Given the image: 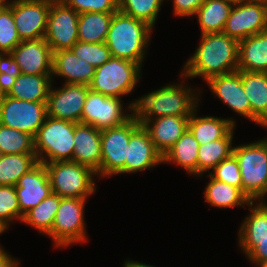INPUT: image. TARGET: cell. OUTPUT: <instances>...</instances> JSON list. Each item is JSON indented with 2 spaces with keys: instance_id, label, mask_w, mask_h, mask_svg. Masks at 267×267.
<instances>
[{
  "instance_id": "cell-13",
  "label": "cell",
  "mask_w": 267,
  "mask_h": 267,
  "mask_svg": "<svg viewBox=\"0 0 267 267\" xmlns=\"http://www.w3.org/2000/svg\"><path fill=\"white\" fill-rule=\"evenodd\" d=\"M47 117V103L30 102L5 95L0 105V124L35 137Z\"/></svg>"
},
{
  "instance_id": "cell-46",
  "label": "cell",
  "mask_w": 267,
  "mask_h": 267,
  "mask_svg": "<svg viewBox=\"0 0 267 267\" xmlns=\"http://www.w3.org/2000/svg\"><path fill=\"white\" fill-rule=\"evenodd\" d=\"M123 266L124 267H156V266H153V265L145 264L143 262L134 261V260H131V259L130 260H125Z\"/></svg>"
},
{
  "instance_id": "cell-4",
  "label": "cell",
  "mask_w": 267,
  "mask_h": 267,
  "mask_svg": "<svg viewBox=\"0 0 267 267\" xmlns=\"http://www.w3.org/2000/svg\"><path fill=\"white\" fill-rule=\"evenodd\" d=\"M242 177V192L250 202L263 201L267 195V147L262 140L234 146Z\"/></svg>"
},
{
  "instance_id": "cell-45",
  "label": "cell",
  "mask_w": 267,
  "mask_h": 267,
  "mask_svg": "<svg viewBox=\"0 0 267 267\" xmlns=\"http://www.w3.org/2000/svg\"><path fill=\"white\" fill-rule=\"evenodd\" d=\"M20 262L0 245V267H19Z\"/></svg>"
},
{
  "instance_id": "cell-38",
  "label": "cell",
  "mask_w": 267,
  "mask_h": 267,
  "mask_svg": "<svg viewBox=\"0 0 267 267\" xmlns=\"http://www.w3.org/2000/svg\"><path fill=\"white\" fill-rule=\"evenodd\" d=\"M23 218L15 186H0V228L6 231L13 220L22 222Z\"/></svg>"
},
{
  "instance_id": "cell-10",
  "label": "cell",
  "mask_w": 267,
  "mask_h": 267,
  "mask_svg": "<svg viewBox=\"0 0 267 267\" xmlns=\"http://www.w3.org/2000/svg\"><path fill=\"white\" fill-rule=\"evenodd\" d=\"M123 104L125 103L121 98L104 96L89 89L81 114V123L98 130L120 126L134 115V101L128 103V109L123 108ZM124 110H128L129 114Z\"/></svg>"
},
{
  "instance_id": "cell-32",
  "label": "cell",
  "mask_w": 267,
  "mask_h": 267,
  "mask_svg": "<svg viewBox=\"0 0 267 267\" xmlns=\"http://www.w3.org/2000/svg\"><path fill=\"white\" fill-rule=\"evenodd\" d=\"M37 163L36 153L3 154L0 159V186H15L19 178Z\"/></svg>"
},
{
  "instance_id": "cell-36",
  "label": "cell",
  "mask_w": 267,
  "mask_h": 267,
  "mask_svg": "<svg viewBox=\"0 0 267 267\" xmlns=\"http://www.w3.org/2000/svg\"><path fill=\"white\" fill-rule=\"evenodd\" d=\"M247 206L250 214L239 226L238 237L267 236V206L262 201L250 202Z\"/></svg>"
},
{
  "instance_id": "cell-41",
  "label": "cell",
  "mask_w": 267,
  "mask_h": 267,
  "mask_svg": "<svg viewBox=\"0 0 267 267\" xmlns=\"http://www.w3.org/2000/svg\"><path fill=\"white\" fill-rule=\"evenodd\" d=\"M238 244L252 264L267 263V236L265 237H239Z\"/></svg>"
},
{
  "instance_id": "cell-1",
  "label": "cell",
  "mask_w": 267,
  "mask_h": 267,
  "mask_svg": "<svg viewBox=\"0 0 267 267\" xmlns=\"http://www.w3.org/2000/svg\"><path fill=\"white\" fill-rule=\"evenodd\" d=\"M239 41L227 34L201 35L199 46L181 70L184 78H202L205 82L217 75L238 71Z\"/></svg>"
},
{
  "instance_id": "cell-14",
  "label": "cell",
  "mask_w": 267,
  "mask_h": 267,
  "mask_svg": "<svg viewBox=\"0 0 267 267\" xmlns=\"http://www.w3.org/2000/svg\"><path fill=\"white\" fill-rule=\"evenodd\" d=\"M21 41L44 38L51 0H10Z\"/></svg>"
},
{
  "instance_id": "cell-40",
  "label": "cell",
  "mask_w": 267,
  "mask_h": 267,
  "mask_svg": "<svg viewBox=\"0 0 267 267\" xmlns=\"http://www.w3.org/2000/svg\"><path fill=\"white\" fill-rule=\"evenodd\" d=\"M212 178L235 186L242 191V177L236 157H230L221 161L208 173Z\"/></svg>"
},
{
  "instance_id": "cell-9",
  "label": "cell",
  "mask_w": 267,
  "mask_h": 267,
  "mask_svg": "<svg viewBox=\"0 0 267 267\" xmlns=\"http://www.w3.org/2000/svg\"><path fill=\"white\" fill-rule=\"evenodd\" d=\"M140 125L133 115L124 124L101 130L100 177L125 174V161L131 133Z\"/></svg>"
},
{
  "instance_id": "cell-22",
  "label": "cell",
  "mask_w": 267,
  "mask_h": 267,
  "mask_svg": "<svg viewBox=\"0 0 267 267\" xmlns=\"http://www.w3.org/2000/svg\"><path fill=\"white\" fill-rule=\"evenodd\" d=\"M96 68L77 57L71 49L53 53L52 80L62 77L66 84L89 85ZM55 76V77H54Z\"/></svg>"
},
{
  "instance_id": "cell-35",
  "label": "cell",
  "mask_w": 267,
  "mask_h": 267,
  "mask_svg": "<svg viewBox=\"0 0 267 267\" xmlns=\"http://www.w3.org/2000/svg\"><path fill=\"white\" fill-rule=\"evenodd\" d=\"M0 150L2 154L35 153L34 137L0 124Z\"/></svg>"
},
{
  "instance_id": "cell-42",
  "label": "cell",
  "mask_w": 267,
  "mask_h": 267,
  "mask_svg": "<svg viewBox=\"0 0 267 267\" xmlns=\"http://www.w3.org/2000/svg\"><path fill=\"white\" fill-rule=\"evenodd\" d=\"M63 2L78 14L118 11V0H63Z\"/></svg>"
},
{
  "instance_id": "cell-51",
  "label": "cell",
  "mask_w": 267,
  "mask_h": 267,
  "mask_svg": "<svg viewBox=\"0 0 267 267\" xmlns=\"http://www.w3.org/2000/svg\"><path fill=\"white\" fill-rule=\"evenodd\" d=\"M262 202L267 206L266 198Z\"/></svg>"
},
{
  "instance_id": "cell-28",
  "label": "cell",
  "mask_w": 267,
  "mask_h": 267,
  "mask_svg": "<svg viewBox=\"0 0 267 267\" xmlns=\"http://www.w3.org/2000/svg\"><path fill=\"white\" fill-rule=\"evenodd\" d=\"M199 144L187 129L178 141L163 156V165L176 164L186 173L197 176V158Z\"/></svg>"
},
{
  "instance_id": "cell-6",
  "label": "cell",
  "mask_w": 267,
  "mask_h": 267,
  "mask_svg": "<svg viewBox=\"0 0 267 267\" xmlns=\"http://www.w3.org/2000/svg\"><path fill=\"white\" fill-rule=\"evenodd\" d=\"M52 193L61 198L88 199L96 192L97 175L87 166L73 161H56L45 164Z\"/></svg>"
},
{
  "instance_id": "cell-43",
  "label": "cell",
  "mask_w": 267,
  "mask_h": 267,
  "mask_svg": "<svg viewBox=\"0 0 267 267\" xmlns=\"http://www.w3.org/2000/svg\"><path fill=\"white\" fill-rule=\"evenodd\" d=\"M21 74L11 53H0V80L6 85Z\"/></svg>"
},
{
  "instance_id": "cell-20",
  "label": "cell",
  "mask_w": 267,
  "mask_h": 267,
  "mask_svg": "<svg viewBox=\"0 0 267 267\" xmlns=\"http://www.w3.org/2000/svg\"><path fill=\"white\" fill-rule=\"evenodd\" d=\"M101 130L91 125L77 123L74 132L72 161L87 166L100 177Z\"/></svg>"
},
{
  "instance_id": "cell-53",
  "label": "cell",
  "mask_w": 267,
  "mask_h": 267,
  "mask_svg": "<svg viewBox=\"0 0 267 267\" xmlns=\"http://www.w3.org/2000/svg\"><path fill=\"white\" fill-rule=\"evenodd\" d=\"M2 233H4V231L0 228V236H1Z\"/></svg>"
},
{
  "instance_id": "cell-34",
  "label": "cell",
  "mask_w": 267,
  "mask_h": 267,
  "mask_svg": "<svg viewBox=\"0 0 267 267\" xmlns=\"http://www.w3.org/2000/svg\"><path fill=\"white\" fill-rule=\"evenodd\" d=\"M164 0H118V11L154 28Z\"/></svg>"
},
{
  "instance_id": "cell-29",
  "label": "cell",
  "mask_w": 267,
  "mask_h": 267,
  "mask_svg": "<svg viewBox=\"0 0 267 267\" xmlns=\"http://www.w3.org/2000/svg\"><path fill=\"white\" fill-rule=\"evenodd\" d=\"M210 180L208 181L204 190L205 202L211 206L227 209L235 206L248 205L250 200L243 194V192L232 185L225 182L216 180L210 175H207Z\"/></svg>"
},
{
  "instance_id": "cell-27",
  "label": "cell",
  "mask_w": 267,
  "mask_h": 267,
  "mask_svg": "<svg viewBox=\"0 0 267 267\" xmlns=\"http://www.w3.org/2000/svg\"><path fill=\"white\" fill-rule=\"evenodd\" d=\"M233 5L231 0H206L194 14L198 18L201 35L223 32Z\"/></svg>"
},
{
  "instance_id": "cell-24",
  "label": "cell",
  "mask_w": 267,
  "mask_h": 267,
  "mask_svg": "<svg viewBox=\"0 0 267 267\" xmlns=\"http://www.w3.org/2000/svg\"><path fill=\"white\" fill-rule=\"evenodd\" d=\"M238 70L267 73V29L239 41Z\"/></svg>"
},
{
  "instance_id": "cell-31",
  "label": "cell",
  "mask_w": 267,
  "mask_h": 267,
  "mask_svg": "<svg viewBox=\"0 0 267 267\" xmlns=\"http://www.w3.org/2000/svg\"><path fill=\"white\" fill-rule=\"evenodd\" d=\"M114 13L116 12H84L79 14L78 41L86 43L105 42Z\"/></svg>"
},
{
  "instance_id": "cell-5",
  "label": "cell",
  "mask_w": 267,
  "mask_h": 267,
  "mask_svg": "<svg viewBox=\"0 0 267 267\" xmlns=\"http://www.w3.org/2000/svg\"><path fill=\"white\" fill-rule=\"evenodd\" d=\"M76 124L47 116L34 137L37 161L43 164L72 161Z\"/></svg>"
},
{
  "instance_id": "cell-37",
  "label": "cell",
  "mask_w": 267,
  "mask_h": 267,
  "mask_svg": "<svg viewBox=\"0 0 267 267\" xmlns=\"http://www.w3.org/2000/svg\"><path fill=\"white\" fill-rule=\"evenodd\" d=\"M20 42L12 7L7 2H0V53H11Z\"/></svg>"
},
{
  "instance_id": "cell-19",
  "label": "cell",
  "mask_w": 267,
  "mask_h": 267,
  "mask_svg": "<svg viewBox=\"0 0 267 267\" xmlns=\"http://www.w3.org/2000/svg\"><path fill=\"white\" fill-rule=\"evenodd\" d=\"M206 83L220 101L250 120V103L242 85L241 71L213 76Z\"/></svg>"
},
{
  "instance_id": "cell-52",
  "label": "cell",
  "mask_w": 267,
  "mask_h": 267,
  "mask_svg": "<svg viewBox=\"0 0 267 267\" xmlns=\"http://www.w3.org/2000/svg\"><path fill=\"white\" fill-rule=\"evenodd\" d=\"M10 0H0V2H9Z\"/></svg>"
},
{
  "instance_id": "cell-16",
  "label": "cell",
  "mask_w": 267,
  "mask_h": 267,
  "mask_svg": "<svg viewBox=\"0 0 267 267\" xmlns=\"http://www.w3.org/2000/svg\"><path fill=\"white\" fill-rule=\"evenodd\" d=\"M11 55L22 74L52 76L53 52L44 38L21 41Z\"/></svg>"
},
{
  "instance_id": "cell-49",
  "label": "cell",
  "mask_w": 267,
  "mask_h": 267,
  "mask_svg": "<svg viewBox=\"0 0 267 267\" xmlns=\"http://www.w3.org/2000/svg\"><path fill=\"white\" fill-rule=\"evenodd\" d=\"M257 267H267V263L261 264V265H256Z\"/></svg>"
},
{
  "instance_id": "cell-11",
  "label": "cell",
  "mask_w": 267,
  "mask_h": 267,
  "mask_svg": "<svg viewBox=\"0 0 267 267\" xmlns=\"http://www.w3.org/2000/svg\"><path fill=\"white\" fill-rule=\"evenodd\" d=\"M266 29L264 0H238L234 2L223 33L240 41Z\"/></svg>"
},
{
  "instance_id": "cell-2",
  "label": "cell",
  "mask_w": 267,
  "mask_h": 267,
  "mask_svg": "<svg viewBox=\"0 0 267 267\" xmlns=\"http://www.w3.org/2000/svg\"><path fill=\"white\" fill-rule=\"evenodd\" d=\"M181 84L174 83L160 87L134 100L133 114L141 124L145 119L160 116L190 117L199 107L201 91L186 85L181 72ZM183 78V79H182ZM183 80V81H182ZM184 83V84H183ZM198 93V94H197Z\"/></svg>"
},
{
  "instance_id": "cell-47",
  "label": "cell",
  "mask_w": 267,
  "mask_h": 267,
  "mask_svg": "<svg viewBox=\"0 0 267 267\" xmlns=\"http://www.w3.org/2000/svg\"><path fill=\"white\" fill-rule=\"evenodd\" d=\"M6 95V85L0 80V105Z\"/></svg>"
},
{
  "instance_id": "cell-25",
  "label": "cell",
  "mask_w": 267,
  "mask_h": 267,
  "mask_svg": "<svg viewBox=\"0 0 267 267\" xmlns=\"http://www.w3.org/2000/svg\"><path fill=\"white\" fill-rule=\"evenodd\" d=\"M52 76L20 74L6 84V95L30 102L47 103Z\"/></svg>"
},
{
  "instance_id": "cell-30",
  "label": "cell",
  "mask_w": 267,
  "mask_h": 267,
  "mask_svg": "<svg viewBox=\"0 0 267 267\" xmlns=\"http://www.w3.org/2000/svg\"><path fill=\"white\" fill-rule=\"evenodd\" d=\"M234 129L225 137L219 140L199 145L197 158V176H203L215 168L221 161L233 154Z\"/></svg>"
},
{
  "instance_id": "cell-26",
  "label": "cell",
  "mask_w": 267,
  "mask_h": 267,
  "mask_svg": "<svg viewBox=\"0 0 267 267\" xmlns=\"http://www.w3.org/2000/svg\"><path fill=\"white\" fill-rule=\"evenodd\" d=\"M198 107L193 111L188 121V130L192 133L199 145L210 141L225 138L233 129H236V120L217 116L199 117Z\"/></svg>"
},
{
  "instance_id": "cell-17",
  "label": "cell",
  "mask_w": 267,
  "mask_h": 267,
  "mask_svg": "<svg viewBox=\"0 0 267 267\" xmlns=\"http://www.w3.org/2000/svg\"><path fill=\"white\" fill-rule=\"evenodd\" d=\"M15 190L20 212L25 215L52 193L45 164L38 162L23 174L15 185Z\"/></svg>"
},
{
  "instance_id": "cell-7",
  "label": "cell",
  "mask_w": 267,
  "mask_h": 267,
  "mask_svg": "<svg viewBox=\"0 0 267 267\" xmlns=\"http://www.w3.org/2000/svg\"><path fill=\"white\" fill-rule=\"evenodd\" d=\"M142 67L133 61L112 57L96 67L89 89L104 96L122 98L131 94L141 79Z\"/></svg>"
},
{
  "instance_id": "cell-8",
  "label": "cell",
  "mask_w": 267,
  "mask_h": 267,
  "mask_svg": "<svg viewBox=\"0 0 267 267\" xmlns=\"http://www.w3.org/2000/svg\"><path fill=\"white\" fill-rule=\"evenodd\" d=\"M87 199L61 198L52 230L47 234L56 248H65L88 240L84 207Z\"/></svg>"
},
{
  "instance_id": "cell-18",
  "label": "cell",
  "mask_w": 267,
  "mask_h": 267,
  "mask_svg": "<svg viewBox=\"0 0 267 267\" xmlns=\"http://www.w3.org/2000/svg\"><path fill=\"white\" fill-rule=\"evenodd\" d=\"M163 163V156L155 149L148 131L139 125L130 135L125 161V173L153 170Z\"/></svg>"
},
{
  "instance_id": "cell-3",
  "label": "cell",
  "mask_w": 267,
  "mask_h": 267,
  "mask_svg": "<svg viewBox=\"0 0 267 267\" xmlns=\"http://www.w3.org/2000/svg\"><path fill=\"white\" fill-rule=\"evenodd\" d=\"M153 28L147 23L117 11L113 14L105 43L112 57L143 66Z\"/></svg>"
},
{
  "instance_id": "cell-39",
  "label": "cell",
  "mask_w": 267,
  "mask_h": 267,
  "mask_svg": "<svg viewBox=\"0 0 267 267\" xmlns=\"http://www.w3.org/2000/svg\"><path fill=\"white\" fill-rule=\"evenodd\" d=\"M71 50L74 54L91 64L92 66L99 67L112 58L111 52L106 43H86L77 41Z\"/></svg>"
},
{
  "instance_id": "cell-44",
  "label": "cell",
  "mask_w": 267,
  "mask_h": 267,
  "mask_svg": "<svg viewBox=\"0 0 267 267\" xmlns=\"http://www.w3.org/2000/svg\"><path fill=\"white\" fill-rule=\"evenodd\" d=\"M206 0H172L173 12L178 17H191L194 16L198 8Z\"/></svg>"
},
{
  "instance_id": "cell-48",
  "label": "cell",
  "mask_w": 267,
  "mask_h": 267,
  "mask_svg": "<svg viewBox=\"0 0 267 267\" xmlns=\"http://www.w3.org/2000/svg\"><path fill=\"white\" fill-rule=\"evenodd\" d=\"M260 126L267 128V122L266 123H262ZM262 141L266 144L267 147V138L264 137V139H262Z\"/></svg>"
},
{
  "instance_id": "cell-21",
  "label": "cell",
  "mask_w": 267,
  "mask_h": 267,
  "mask_svg": "<svg viewBox=\"0 0 267 267\" xmlns=\"http://www.w3.org/2000/svg\"><path fill=\"white\" fill-rule=\"evenodd\" d=\"M189 117L160 116L145 119L141 125L148 131L155 149L164 156L188 129Z\"/></svg>"
},
{
  "instance_id": "cell-33",
  "label": "cell",
  "mask_w": 267,
  "mask_h": 267,
  "mask_svg": "<svg viewBox=\"0 0 267 267\" xmlns=\"http://www.w3.org/2000/svg\"><path fill=\"white\" fill-rule=\"evenodd\" d=\"M61 197L51 193L37 206L29 210L21 223L30 225L39 233L47 235L52 230L56 212L60 205Z\"/></svg>"
},
{
  "instance_id": "cell-12",
  "label": "cell",
  "mask_w": 267,
  "mask_h": 267,
  "mask_svg": "<svg viewBox=\"0 0 267 267\" xmlns=\"http://www.w3.org/2000/svg\"><path fill=\"white\" fill-rule=\"evenodd\" d=\"M79 14L63 1H51L45 41L52 52L71 49L78 41Z\"/></svg>"
},
{
  "instance_id": "cell-23",
  "label": "cell",
  "mask_w": 267,
  "mask_h": 267,
  "mask_svg": "<svg viewBox=\"0 0 267 267\" xmlns=\"http://www.w3.org/2000/svg\"><path fill=\"white\" fill-rule=\"evenodd\" d=\"M241 81L250 103V121L267 122V73L241 71Z\"/></svg>"
},
{
  "instance_id": "cell-50",
  "label": "cell",
  "mask_w": 267,
  "mask_h": 267,
  "mask_svg": "<svg viewBox=\"0 0 267 267\" xmlns=\"http://www.w3.org/2000/svg\"><path fill=\"white\" fill-rule=\"evenodd\" d=\"M265 5H266V14H267V0H264Z\"/></svg>"
},
{
  "instance_id": "cell-15",
  "label": "cell",
  "mask_w": 267,
  "mask_h": 267,
  "mask_svg": "<svg viewBox=\"0 0 267 267\" xmlns=\"http://www.w3.org/2000/svg\"><path fill=\"white\" fill-rule=\"evenodd\" d=\"M53 83L49 90L47 100V116L81 123V114L89 90L88 85L66 84L58 89H53Z\"/></svg>"
}]
</instances>
